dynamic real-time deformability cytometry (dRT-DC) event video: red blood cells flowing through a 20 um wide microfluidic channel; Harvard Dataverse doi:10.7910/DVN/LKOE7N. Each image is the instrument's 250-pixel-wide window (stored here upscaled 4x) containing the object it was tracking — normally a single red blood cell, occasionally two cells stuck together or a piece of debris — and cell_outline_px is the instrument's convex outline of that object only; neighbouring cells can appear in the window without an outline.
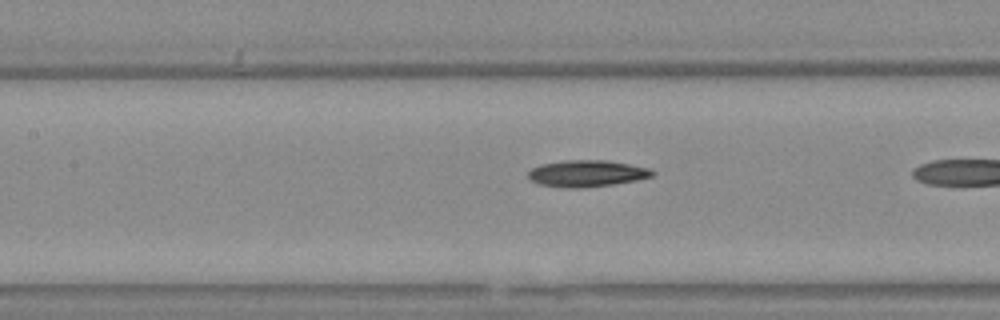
{"species": "Egyptian fruit bat (a non-hibernating species)", "species_latin": "Rousettus aegyptiacus", "temperature_condition": "warm", "stored_images_in_passage": 23, "camera_frame_rate_fps": 3000, "um_per_image_px": 0.085, "animal": {"sex": "female"}, "frame": {"image": 1, "passage_image": 22, "time_ms": 7.0, "image_size_px": [1000, 320], "cell_outline_px": [[656, 172], [652, 176], [636, 180], [612, 184], [580, 188], [564, 188], [540, 184], [532, 180], [528, 176], [528, 172], [532, 168], [540, 164], [564, 160], [608, 160], [648, 168]], "centroid_in_image_um": [49.86, 14.74], "position_along_channel_um": 157.5, "area_um2": 19.13}}